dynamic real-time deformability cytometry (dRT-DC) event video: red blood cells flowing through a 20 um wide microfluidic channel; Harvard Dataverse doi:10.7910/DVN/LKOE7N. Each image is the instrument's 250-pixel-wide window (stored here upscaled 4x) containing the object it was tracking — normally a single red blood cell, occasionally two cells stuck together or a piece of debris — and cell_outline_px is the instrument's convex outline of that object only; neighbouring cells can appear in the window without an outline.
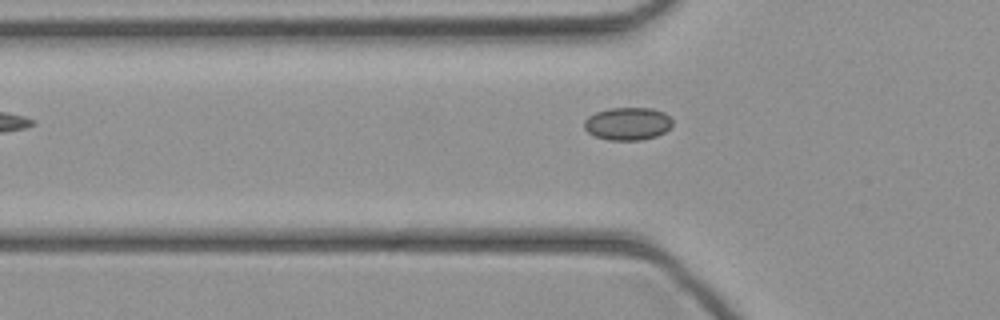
{"species": "common noctule bat (a hibernating species)", "species_latin": "Nyctalus noctula", "temperature_condition": "cold", "stored_images_in_passage": 28, "camera_frame_rate_fps": 3000, "um_per_image_px": 0.085, "animal": {"sex": "female", "body_mass_g": 21.9}, "frame": {"image": 1, "passage_image": 2, "time_ms": 0.333, "image_size_px": [1000, 320], "cell_outline_px": [[672, 124], [664, 132], [656, 136], [640, 140], [608, 140], [596, 136], [588, 132], [584, 128], [584, 120], [588, 116], [596, 112], [608, 108], [652, 108], [664, 112], [672, 120]], "centroid_in_image_um": [53.33, 10.51], "position_along_channel_um": 72.5, "area_um2": 16.82}}
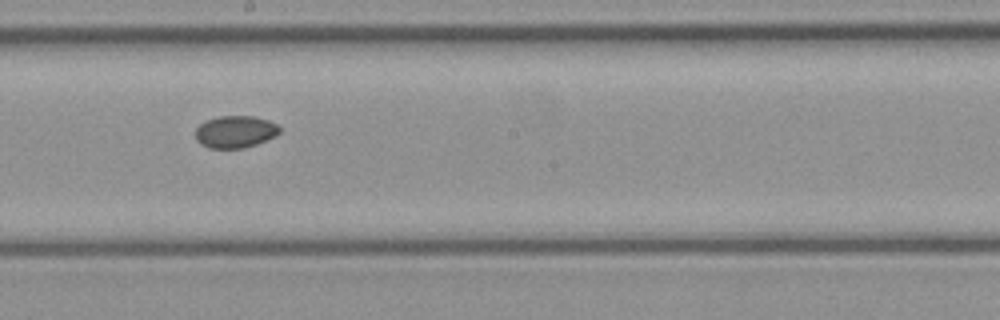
{"frame": {"image": 2, "passage_image": 12, "time_ms": 3.667, "image_size_px": [1000, 320], "cell_outline_px": [[280, 132], [276, 136], [268, 140], [244, 148], [208, 148], [200, 144], [196, 140], [196, 128], [200, 124], [208, 120], [220, 116], [252, 116], [268, 120], [276, 124], [280, 128]], "centroid_in_image_um": [20.01, 11.21], "position_along_channel_um": 228.2, "area_um2": 15.78}}
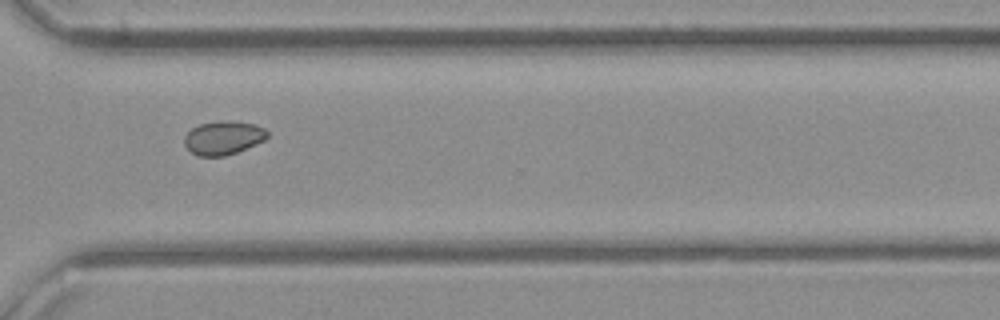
{"frame": {"image": 3, "passage_image": 20, "time_ms": 6.333, "image_size_px": [1000, 320], "cell_outline_px": [[268, 136], [264, 140], [236, 152], [224, 156], [200, 156], [192, 152], [184, 144], [184, 136], [192, 128], [200, 124], [228, 120], [256, 124], [264, 128], [268, 132]], "centroid_in_image_um": [18.98, 11.7], "position_along_channel_um": 351.6, "area_um2": 16.07}}